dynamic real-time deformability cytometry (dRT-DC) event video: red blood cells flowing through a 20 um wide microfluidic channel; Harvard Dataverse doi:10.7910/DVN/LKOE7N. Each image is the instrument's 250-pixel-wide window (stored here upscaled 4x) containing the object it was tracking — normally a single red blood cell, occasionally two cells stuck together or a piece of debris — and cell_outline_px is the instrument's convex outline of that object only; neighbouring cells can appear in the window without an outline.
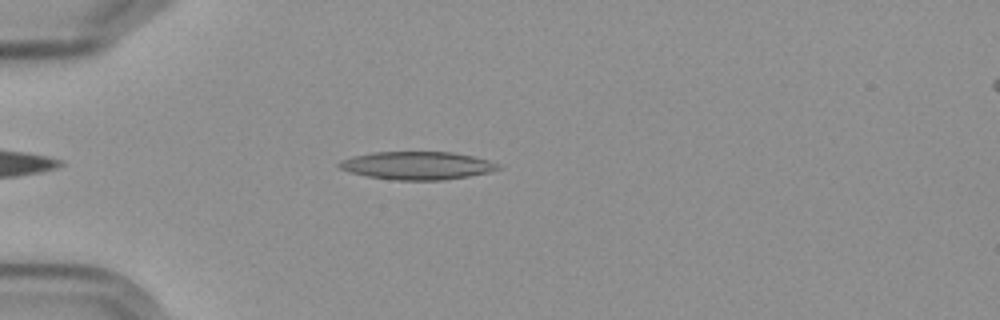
{"species": "Egyptian fruit bat (a non-hibernating species)", "species_latin": "Rousettus aegyptiacus", "temperature_condition": "cold", "stored_images_in_passage": 5, "camera_frame_rate_fps": 3000, "um_per_image_px": 0.085, "frame": {"image": 1, "passage_image": 5, "time_ms": 4.667, "image_size_px": [1000, 320], "cell_outline_px": [[500, 168], [488, 172], [468, 176], [444, 180], [396, 180], [368, 176], [348, 172], [340, 168], [336, 164], [340, 160], [352, 156], [376, 152], [452, 152], [472, 156], [488, 160], [496, 164]], "centroid_in_image_um": [35.4, 14.07], "position_along_channel_um": 49.6, "area_um2": 25.72}}